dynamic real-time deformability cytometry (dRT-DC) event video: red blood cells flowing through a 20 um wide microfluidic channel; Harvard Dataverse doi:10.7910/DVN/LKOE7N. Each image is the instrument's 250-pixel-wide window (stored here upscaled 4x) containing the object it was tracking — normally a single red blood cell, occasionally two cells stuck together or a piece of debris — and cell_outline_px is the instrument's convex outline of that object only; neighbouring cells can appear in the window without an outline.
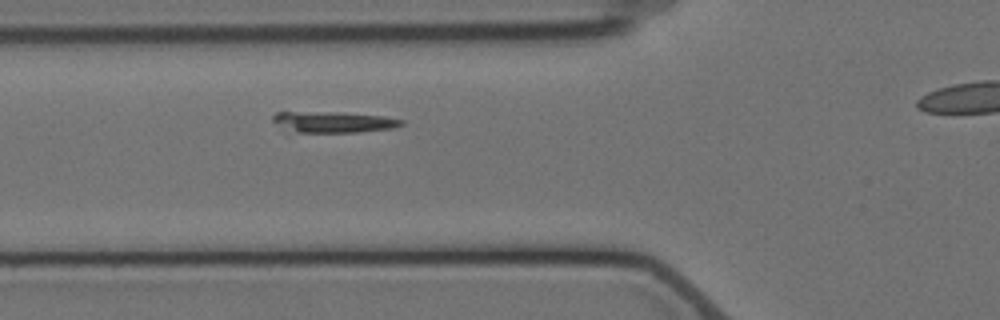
{"species": "Egyptian fruit bat (a non-hibernating species)", "species_latin": "Rousettus aegyptiacus", "temperature_condition": "cold", "stored_images_in_passage": 5, "camera_frame_rate_fps": 3000, "um_per_image_px": 0.085, "animal": {"sex": "female"}, "frame": {"image": 1, "passage_image": 4, "time_ms": 3.333, "image_size_px": [1000, 320], "cell_outline_px": [[404, 124], [396, 128], [360, 132], [296, 132], [272, 120], [272, 116], [276, 112], [336, 112], [384, 116], [404, 120]], "centroid_in_image_um": [28.45, 10.37], "position_along_channel_um": 97.4, "area_um2": 15.55}}